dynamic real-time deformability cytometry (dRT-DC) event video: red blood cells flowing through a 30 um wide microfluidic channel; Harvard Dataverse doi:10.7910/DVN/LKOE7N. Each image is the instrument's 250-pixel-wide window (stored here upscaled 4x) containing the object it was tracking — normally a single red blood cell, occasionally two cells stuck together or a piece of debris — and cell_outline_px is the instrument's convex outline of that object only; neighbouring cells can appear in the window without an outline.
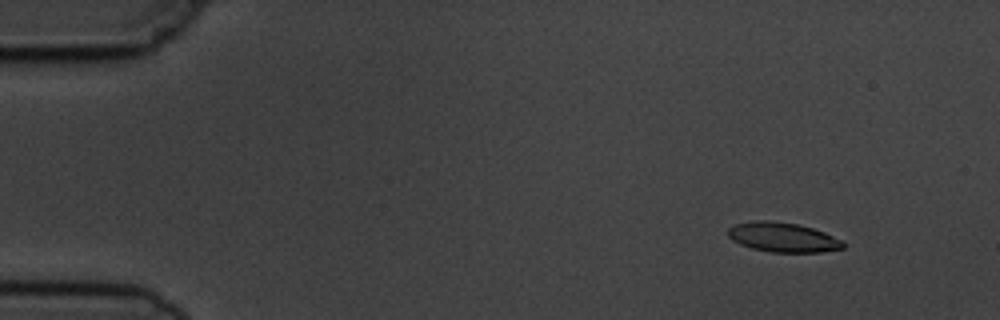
{"species": "common noctule bat (a hibernating species)", "species_latin": "Nyctalus noctula", "temperature_condition": "cold", "stored_images_in_passage": 5, "camera_frame_rate_fps": 3000, "um_per_image_px": 0.085, "animal": {"sex": "male", "body_mass_g": 19.5, "forearm_length_mm": 54.6}, "frame": {"image": 1, "passage_image": 1, "time_ms": 0.0, "image_size_px": [1000, 320], "cell_outline_px": [[844, 248], [820, 252], [772, 252], [752, 248], [740, 244], [732, 240], [728, 236], [728, 228], [736, 224], [752, 220], [768, 220], [796, 224], [812, 228], [824, 232], [840, 240], [844, 244]], "centroid_in_image_um": [66.5, 20.16], "position_along_channel_um": 18.5, "area_um2": 19.65}}
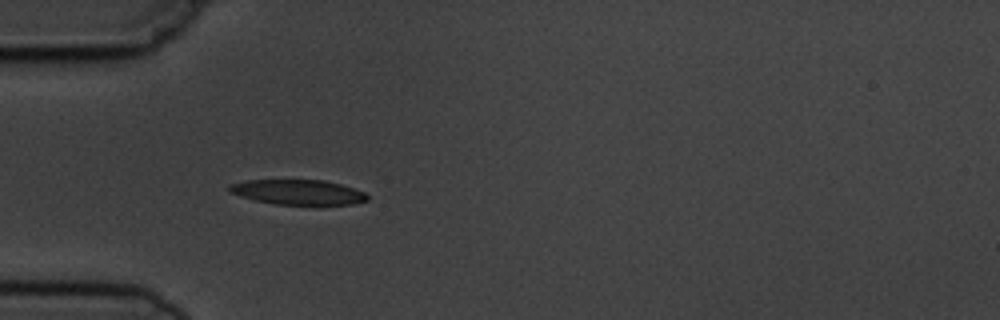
{"frame": {"image": 2, "passage_image": 4, "time_ms": 3.667, "image_size_px": [1000, 320], "cell_outline_px": [[368, 200], [352, 204], [276, 204], [256, 200], [240, 196], [228, 192], [228, 184], [248, 180], [324, 180], [340, 184], [364, 192], [368, 196]], "centroid_in_image_um": [25.29, 16.32], "position_along_channel_um": 59.7, "area_um2": 19.88}}
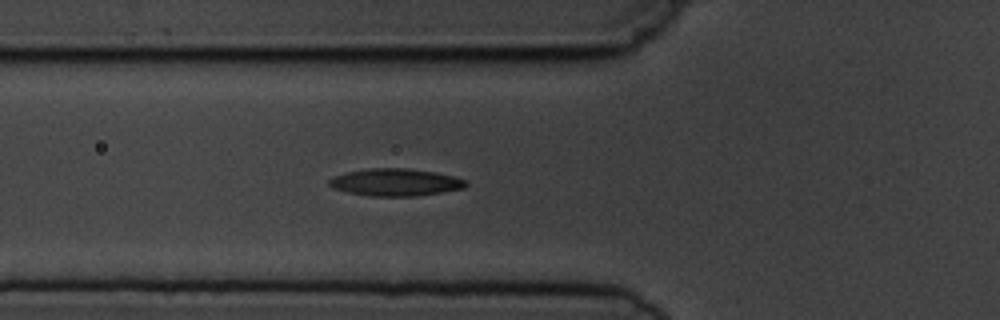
{"frame": {"image": 3, "passage_image": 5, "time_ms": 4.667, "image_size_px": [1000, 320], "cell_outline_px": [[468, 184], [464, 188], [416, 196], [372, 196], [348, 192], [332, 188], [328, 184], [328, 180], [332, 176], [344, 172], [368, 168], [408, 168], [436, 172], [468, 180]], "centroid_in_image_um": [33.58, 15.48], "position_along_channel_um": 92.2, "area_um2": 21.91}}